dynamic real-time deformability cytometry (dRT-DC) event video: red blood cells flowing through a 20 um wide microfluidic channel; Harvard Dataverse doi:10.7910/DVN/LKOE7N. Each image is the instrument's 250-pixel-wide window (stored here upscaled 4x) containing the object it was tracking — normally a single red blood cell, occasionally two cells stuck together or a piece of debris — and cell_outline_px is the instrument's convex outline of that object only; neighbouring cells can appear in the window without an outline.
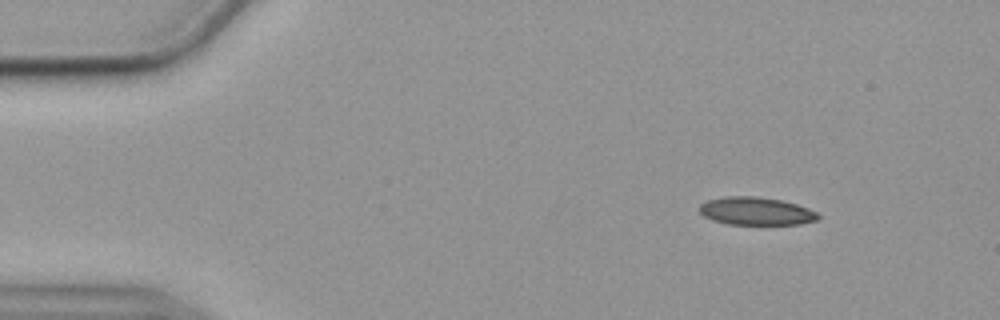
{"species": "common noctule bat (a hibernating species)", "species_latin": "Nyctalus noctula", "temperature_condition": "cold", "stored_images_in_passage": 51, "segment_of_instrument_passage": [1, 2], "camera_frame_rate_fps": 3000, "um_per_image_px": 0.085, "animal": {"sex": "female", "body_mass_g": 19.9}, "frame": {"image": 1, "passage_image": 1, "time_ms": 0.0, "image_size_px": [1000, 320], "cell_outline_px": [[820, 220], [800, 224], [728, 224], [712, 220], [704, 216], [696, 208], [700, 204], [708, 200], [724, 196], [756, 196], [780, 200], [796, 204], [808, 208], [816, 212], [820, 216]], "centroid_in_image_um": [64.25, 17.94], "position_along_channel_um": 20.8, "area_um2": 19.42}}
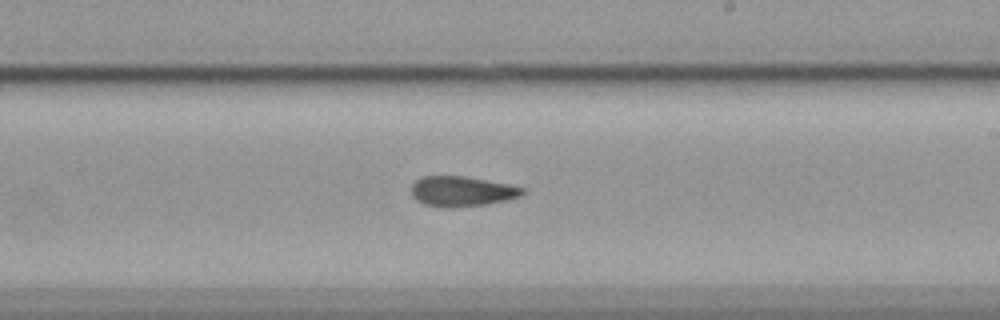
{"frame": {"image": 2, "passage_image": 27, "time_ms": 8.667, "image_size_px": [1000, 320], "cell_outline_px": [[524, 192], [520, 196], [508, 200], [488, 204], [452, 208], [448, 208], [424, 204], [416, 200], [412, 196], [412, 184], [420, 176], [464, 176], [508, 184], [524, 188]], "centroid_in_image_um": [39.24, 16.27], "position_along_channel_um": 249.8, "area_um2": 19.59}}
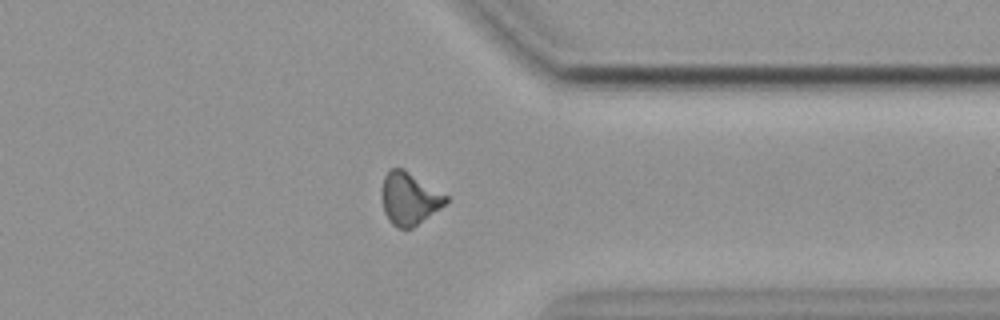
{"frame": {"image": 3, "passage_image": 38, "time_ms": 12.333, "image_size_px": [1000, 320], "cell_outline_px": [[448, 200], [440, 208], [412, 228], [396, 228], [388, 220], [384, 212], [380, 196], [380, 188], [384, 176], [392, 168], [404, 168], [448, 196]], "centroid_in_image_um": [34.74, 16.87], "position_along_channel_um": 376.7, "area_um2": 19.71}}